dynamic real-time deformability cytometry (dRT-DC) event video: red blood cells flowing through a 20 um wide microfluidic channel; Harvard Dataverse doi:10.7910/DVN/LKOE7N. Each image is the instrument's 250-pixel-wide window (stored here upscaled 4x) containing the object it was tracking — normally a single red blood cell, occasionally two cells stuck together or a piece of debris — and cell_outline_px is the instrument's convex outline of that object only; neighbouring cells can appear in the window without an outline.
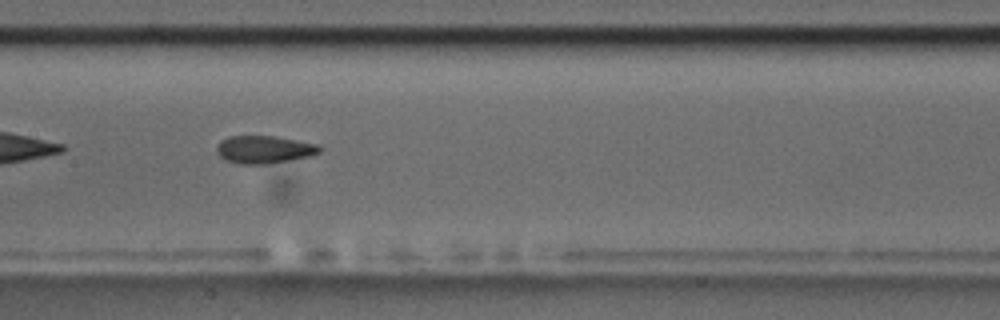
{"species": "common noctule bat (a hibernating species)", "species_latin": "Nyctalus noctula", "temperature_condition": "room temperature", "stored_images_in_passage": 40, "camera_frame_rate_fps": 3000, "um_per_image_px": 0.085, "animal": {"sex": "male", "body_mass_g": 17.5, "forearm_length_mm": 52.3}, "frame": {"image": 1, "passage_image": 12, "time_ms": 3.667, "image_size_px": [1000, 320], "cell_outline_px": [[324, 148], [320, 152], [308, 156], [288, 160], [264, 164], [240, 164], [224, 160], [216, 152], [216, 148], [220, 140], [228, 136], [276, 136], [316, 144]], "centroid_in_image_um": [22.41, 12.7], "position_along_channel_um": 185.0, "area_um2": 16.59}, "authors_computed_cell_mechanics": {"area_um2": 16.8776, "velocity_mm_per_s": 3.6191, "shape_relaxation_time_tau1_ms": 6.4697, "shape_relaxation_time_tau2_ms": 1.6191, "deformation_change_tau1": 0.1673, "deformation_change_tau2": 0.0874}}